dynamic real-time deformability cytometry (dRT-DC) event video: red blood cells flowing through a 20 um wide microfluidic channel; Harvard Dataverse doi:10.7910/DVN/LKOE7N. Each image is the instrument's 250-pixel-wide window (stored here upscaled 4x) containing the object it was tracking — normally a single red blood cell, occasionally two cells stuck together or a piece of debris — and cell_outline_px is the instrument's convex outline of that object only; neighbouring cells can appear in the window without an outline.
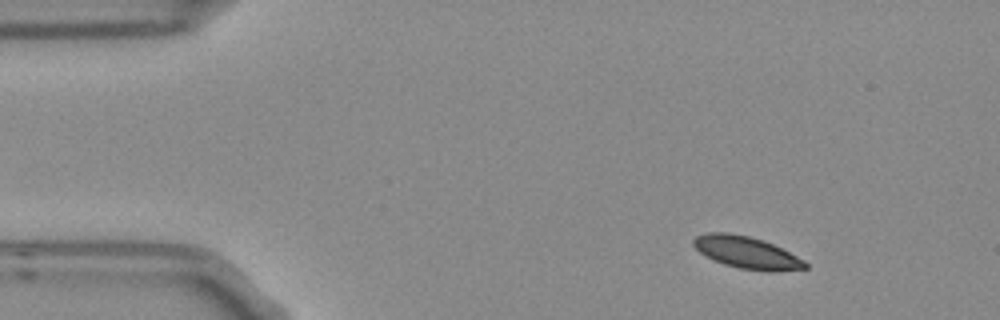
{"species": "Egyptian fruit bat (a non-hibernating species)", "species_latin": "Rousettus aegyptiacus", "temperature_condition": "room temperature", "stored_images_in_passage": 3, "camera_frame_rate_fps": 3000, "um_per_image_px": 0.085, "frame": {"image": 1, "passage_image": 1, "time_ms": 0.0, "image_size_px": [1000, 320], "cell_outline_px": [[808, 268], [776, 272], [764, 272], [740, 268], [724, 264], [712, 260], [704, 256], [692, 244], [692, 240], [696, 236], [708, 232], [728, 232], [748, 236], [772, 244], [804, 260], [808, 264]], "centroid_in_image_um": [63.44, 21.48], "position_along_channel_um": 21.6, "area_um2": 20.92}}